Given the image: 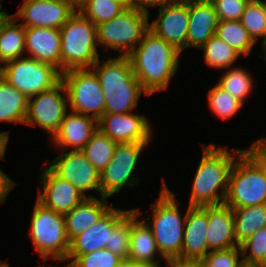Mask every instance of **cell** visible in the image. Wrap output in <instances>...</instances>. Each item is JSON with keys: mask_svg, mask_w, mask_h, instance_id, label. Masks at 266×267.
I'll return each instance as SVG.
<instances>
[{"mask_svg": "<svg viewBox=\"0 0 266 267\" xmlns=\"http://www.w3.org/2000/svg\"><path fill=\"white\" fill-rule=\"evenodd\" d=\"M39 62L48 63L61 72L60 30L48 27H25V52Z\"/></svg>", "mask_w": 266, "mask_h": 267, "instance_id": "cell-19", "label": "cell"}, {"mask_svg": "<svg viewBox=\"0 0 266 267\" xmlns=\"http://www.w3.org/2000/svg\"><path fill=\"white\" fill-rule=\"evenodd\" d=\"M39 267H42V266H39ZM63 267H72L70 264H67L66 266H63Z\"/></svg>", "mask_w": 266, "mask_h": 267, "instance_id": "cell-53", "label": "cell"}, {"mask_svg": "<svg viewBox=\"0 0 266 267\" xmlns=\"http://www.w3.org/2000/svg\"><path fill=\"white\" fill-rule=\"evenodd\" d=\"M158 14V19L149 25V30L181 52L186 48L189 0H174L167 3L159 7Z\"/></svg>", "mask_w": 266, "mask_h": 267, "instance_id": "cell-14", "label": "cell"}, {"mask_svg": "<svg viewBox=\"0 0 266 267\" xmlns=\"http://www.w3.org/2000/svg\"><path fill=\"white\" fill-rule=\"evenodd\" d=\"M149 13L126 8L117 17L96 25L97 43L127 56L149 30Z\"/></svg>", "mask_w": 266, "mask_h": 267, "instance_id": "cell-8", "label": "cell"}, {"mask_svg": "<svg viewBox=\"0 0 266 267\" xmlns=\"http://www.w3.org/2000/svg\"><path fill=\"white\" fill-rule=\"evenodd\" d=\"M174 0H132V7L137 8L138 10L149 13L146 7L159 6L162 7L167 3H170Z\"/></svg>", "mask_w": 266, "mask_h": 267, "instance_id": "cell-44", "label": "cell"}, {"mask_svg": "<svg viewBox=\"0 0 266 267\" xmlns=\"http://www.w3.org/2000/svg\"><path fill=\"white\" fill-rule=\"evenodd\" d=\"M7 13L0 19V63L18 59L25 52V26Z\"/></svg>", "mask_w": 266, "mask_h": 267, "instance_id": "cell-25", "label": "cell"}, {"mask_svg": "<svg viewBox=\"0 0 266 267\" xmlns=\"http://www.w3.org/2000/svg\"><path fill=\"white\" fill-rule=\"evenodd\" d=\"M244 151L255 161L266 175V137L264 139H258L250 146V149Z\"/></svg>", "mask_w": 266, "mask_h": 267, "instance_id": "cell-42", "label": "cell"}, {"mask_svg": "<svg viewBox=\"0 0 266 267\" xmlns=\"http://www.w3.org/2000/svg\"><path fill=\"white\" fill-rule=\"evenodd\" d=\"M141 215L139 209L131 211V233H130V254L128 259L136 264H160L155 259L159 252L151 227L145 221L136 220Z\"/></svg>", "mask_w": 266, "mask_h": 267, "instance_id": "cell-23", "label": "cell"}, {"mask_svg": "<svg viewBox=\"0 0 266 267\" xmlns=\"http://www.w3.org/2000/svg\"><path fill=\"white\" fill-rule=\"evenodd\" d=\"M160 264H136L129 259H122L117 267H160Z\"/></svg>", "mask_w": 266, "mask_h": 267, "instance_id": "cell-46", "label": "cell"}, {"mask_svg": "<svg viewBox=\"0 0 266 267\" xmlns=\"http://www.w3.org/2000/svg\"><path fill=\"white\" fill-rule=\"evenodd\" d=\"M0 75L28 98L52 89L61 81V72L51 64L31 57L4 63Z\"/></svg>", "mask_w": 266, "mask_h": 267, "instance_id": "cell-9", "label": "cell"}, {"mask_svg": "<svg viewBox=\"0 0 266 267\" xmlns=\"http://www.w3.org/2000/svg\"><path fill=\"white\" fill-rule=\"evenodd\" d=\"M207 65L217 69L230 68L240 54L217 35H213L201 48Z\"/></svg>", "mask_w": 266, "mask_h": 267, "instance_id": "cell-30", "label": "cell"}, {"mask_svg": "<svg viewBox=\"0 0 266 267\" xmlns=\"http://www.w3.org/2000/svg\"><path fill=\"white\" fill-rule=\"evenodd\" d=\"M59 30L61 73L91 68L99 59L96 26L76 10Z\"/></svg>", "mask_w": 266, "mask_h": 267, "instance_id": "cell-5", "label": "cell"}, {"mask_svg": "<svg viewBox=\"0 0 266 267\" xmlns=\"http://www.w3.org/2000/svg\"><path fill=\"white\" fill-rule=\"evenodd\" d=\"M28 97L0 75V121L25 123Z\"/></svg>", "mask_w": 266, "mask_h": 267, "instance_id": "cell-26", "label": "cell"}, {"mask_svg": "<svg viewBox=\"0 0 266 267\" xmlns=\"http://www.w3.org/2000/svg\"><path fill=\"white\" fill-rule=\"evenodd\" d=\"M29 232V238L44 263L47 258L59 262L67 259L70 241L66 233L64 215L56 213L36 201Z\"/></svg>", "mask_w": 266, "mask_h": 267, "instance_id": "cell-7", "label": "cell"}, {"mask_svg": "<svg viewBox=\"0 0 266 267\" xmlns=\"http://www.w3.org/2000/svg\"><path fill=\"white\" fill-rule=\"evenodd\" d=\"M113 206L93 226L78 234L70 241L67 260L71 264L78 256L104 249L110 239L111 231L131 212ZM73 259V260H72Z\"/></svg>", "mask_w": 266, "mask_h": 267, "instance_id": "cell-15", "label": "cell"}, {"mask_svg": "<svg viewBox=\"0 0 266 267\" xmlns=\"http://www.w3.org/2000/svg\"><path fill=\"white\" fill-rule=\"evenodd\" d=\"M98 129V120L71 111L65 114L58 131L51 138L54 146L82 150Z\"/></svg>", "mask_w": 266, "mask_h": 267, "instance_id": "cell-20", "label": "cell"}, {"mask_svg": "<svg viewBox=\"0 0 266 267\" xmlns=\"http://www.w3.org/2000/svg\"><path fill=\"white\" fill-rule=\"evenodd\" d=\"M0 267H10L8 262H1L0 261Z\"/></svg>", "mask_w": 266, "mask_h": 267, "instance_id": "cell-51", "label": "cell"}, {"mask_svg": "<svg viewBox=\"0 0 266 267\" xmlns=\"http://www.w3.org/2000/svg\"><path fill=\"white\" fill-rule=\"evenodd\" d=\"M206 240L208 250L239 247L235 239L233 210L223 204L207 206Z\"/></svg>", "mask_w": 266, "mask_h": 267, "instance_id": "cell-21", "label": "cell"}, {"mask_svg": "<svg viewBox=\"0 0 266 267\" xmlns=\"http://www.w3.org/2000/svg\"><path fill=\"white\" fill-rule=\"evenodd\" d=\"M149 142L117 143L111 162L106 167L136 168L140 153Z\"/></svg>", "mask_w": 266, "mask_h": 267, "instance_id": "cell-37", "label": "cell"}, {"mask_svg": "<svg viewBox=\"0 0 266 267\" xmlns=\"http://www.w3.org/2000/svg\"><path fill=\"white\" fill-rule=\"evenodd\" d=\"M125 9L126 7L117 0H87L78 11L96 26L112 20Z\"/></svg>", "mask_w": 266, "mask_h": 267, "instance_id": "cell-31", "label": "cell"}, {"mask_svg": "<svg viewBox=\"0 0 266 267\" xmlns=\"http://www.w3.org/2000/svg\"><path fill=\"white\" fill-rule=\"evenodd\" d=\"M76 10L65 0H25L13 16L25 27L60 29Z\"/></svg>", "mask_w": 266, "mask_h": 267, "instance_id": "cell-13", "label": "cell"}, {"mask_svg": "<svg viewBox=\"0 0 266 267\" xmlns=\"http://www.w3.org/2000/svg\"><path fill=\"white\" fill-rule=\"evenodd\" d=\"M2 7L0 6V19L4 16V14L6 13L5 11H1Z\"/></svg>", "mask_w": 266, "mask_h": 267, "instance_id": "cell-52", "label": "cell"}, {"mask_svg": "<svg viewBox=\"0 0 266 267\" xmlns=\"http://www.w3.org/2000/svg\"><path fill=\"white\" fill-rule=\"evenodd\" d=\"M67 90L62 81L52 89L41 92L28 98V107L25 123L31 126L37 124L48 131L50 138L58 131L60 124L67 113V104L65 98Z\"/></svg>", "mask_w": 266, "mask_h": 267, "instance_id": "cell-11", "label": "cell"}, {"mask_svg": "<svg viewBox=\"0 0 266 267\" xmlns=\"http://www.w3.org/2000/svg\"><path fill=\"white\" fill-rule=\"evenodd\" d=\"M215 35L229 44L240 55H249L255 44L240 20L219 21Z\"/></svg>", "mask_w": 266, "mask_h": 267, "instance_id": "cell-29", "label": "cell"}, {"mask_svg": "<svg viewBox=\"0 0 266 267\" xmlns=\"http://www.w3.org/2000/svg\"><path fill=\"white\" fill-rule=\"evenodd\" d=\"M14 187V180L10 179L1 169H0V203L6 201V197L10 190Z\"/></svg>", "mask_w": 266, "mask_h": 267, "instance_id": "cell-43", "label": "cell"}, {"mask_svg": "<svg viewBox=\"0 0 266 267\" xmlns=\"http://www.w3.org/2000/svg\"><path fill=\"white\" fill-rule=\"evenodd\" d=\"M218 85L244 104V99L253 87V80L247 70L232 68L222 75Z\"/></svg>", "mask_w": 266, "mask_h": 267, "instance_id": "cell-34", "label": "cell"}, {"mask_svg": "<svg viewBox=\"0 0 266 267\" xmlns=\"http://www.w3.org/2000/svg\"><path fill=\"white\" fill-rule=\"evenodd\" d=\"M218 17L209 0H189L186 48H201L216 32Z\"/></svg>", "mask_w": 266, "mask_h": 267, "instance_id": "cell-22", "label": "cell"}, {"mask_svg": "<svg viewBox=\"0 0 266 267\" xmlns=\"http://www.w3.org/2000/svg\"><path fill=\"white\" fill-rule=\"evenodd\" d=\"M131 212L111 231L106 248L122 259L130 254Z\"/></svg>", "mask_w": 266, "mask_h": 267, "instance_id": "cell-38", "label": "cell"}, {"mask_svg": "<svg viewBox=\"0 0 266 267\" xmlns=\"http://www.w3.org/2000/svg\"><path fill=\"white\" fill-rule=\"evenodd\" d=\"M224 204L232 209L266 204V175L244 150L231 167Z\"/></svg>", "mask_w": 266, "mask_h": 267, "instance_id": "cell-6", "label": "cell"}, {"mask_svg": "<svg viewBox=\"0 0 266 267\" xmlns=\"http://www.w3.org/2000/svg\"><path fill=\"white\" fill-rule=\"evenodd\" d=\"M98 129L117 143L150 142L151 127L144 115L105 113Z\"/></svg>", "mask_w": 266, "mask_h": 267, "instance_id": "cell-17", "label": "cell"}, {"mask_svg": "<svg viewBox=\"0 0 266 267\" xmlns=\"http://www.w3.org/2000/svg\"><path fill=\"white\" fill-rule=\"evenodd\" d=\"M241 255L245 267L266 266V227L257 230L240 244ZM249 254L247 255V251Z\"/></svg>", "mask_w": 266, "mask_h": 267, "instance_id": "cell-35", "label": "cell"}, {"mask_svg": "<svg viewBox=\"0 0 266 267\" xmlns=\"http://www.w3.org/2000/svg\"><path fill=\"white\" fill-rule=\"evenodd\" d=\"M233 210L235 239L240 245L257 230L266 227V204Z\"/></svg>", "mask_w": 266, "mask_h": 267, "instance_id": "cell-27", "label": "cell"}, {"mask_svg": "<svg viewBox=\"0 0 266 267\" xmlns=\"http://www.w3.org/2000/svg\"><path fill=\"white\" fill-rule=\"evenodd\" d=\"M102 62L98 59L91 70L95 72L103 91L105 113H130L137 107L142 91L148 94L134 75L129 58L118 55Z\"/></svg>", "mask_w": 266, "mask_h": 267, "instance_id": "cell-2", "label": "cell"}, {"mask_svg": "<svg viewBox=\"0 0 266 267\" xmlns=\"http://www.w3.org/2000/svg\"><path fill=\"white\" fill-rule=\"evenodd\" d=\"M122 258L107 248L78 256L70 265L72 267H117Z\"/></svg>", "mask_w": 266, "mask_h": 267, "instance_id": "cell-40", "label": "cell"}, {"mask_svg": "<svg viewBox=\"0 0 266 267\" xmlns=\"http://www.w3.org/2000/svg\"><path fill=\"white\" fill-rule=\"evenodd\" d=\"M164 180L158 200L152 205L153 220L150 227L159 255L168 262L181 260L186 213L181 217L175 194L168 189Z\"/></svg>", "mask_w": 266, "mask_h": 267, "instance_id": "cell-4", "label": "cell"}, {"mask_svg": "<svg viewBox=\"0 0 266 267\" xmlns=\"http://www.w3.org/2000/svg\"><path fill=\"white\" fill-rule=\"evenodd\" d=\"M219 21L240 20L249 0H209Z\"/></svg>", "mask_w": 266, "mask_h": 267, "instance_id": "cell-41", "label": "cell"}, {"mask_svg": "<svg viewBox=\"0 0 266 267\" xmlns=\"http://www.w3.org/2000/svg\"><path fill=\"white\" fill-rule=\"evenodd\" d=\"M71 3L75 8L82 6L87 0H65Z\"/></svg>", "mask_w": 266, "mask_h": 267, "instance_id": "cell-48", "label": "cell"}, {"mask_svg": "<svg viewBox=\"0 0 266 267\" xmlns=\"http://www.w3.org/2000/svg\"><path fill=\"white\" fill-rule=\"evenodd\" d=\"M71 111L99 120L105 114V98L91 68L72 69L61 73ZM91 113V114H89Z\"/></svg>", "mask_w": 266, "mask_h": 267, "instance_id": "cell-10", "label": "cell"}, {"mask_svg": "<svg viewBox=\"0 0 266 267\" xmlns=\"http://www.w3.org/2000/svg\"><path fill=\"white\" fill-rule=\"evenodd\" d=\"M207 225V206H188L181 260L200 261L210 252L206 240Z\"/></svg>", "mask_w": 266, "mask_h": 267, "instance_id": "cell-18", "label": "cell"}, {"mask_svg": "<svg viewBox=\"0 0 266 267\" xmlns=\"http://www.w3.org/2000/svg\"><path fill=\"white\" fill-rule=\"evenodd\" d=\"M240 22L255 43L258 37L264 39L266 37V1L249 0Z\"/></svg>", "mask_w": 266, "mask_h": 267, "instance_id": "cell-32", "label": "cell"}, {"mask_svg": "<svg viewBox=\"0 0 266 267\" xmlns=\"http://www.w3.org/2000/svg\"><path fill=\"white\" fill-rule=\"evenodd\" d=\"M203 155L193 179L189 206H213L223 204L228 189V179L231 167L236 157L243 151L233 149V154L226 146L217 148L215 144L205 146ZM221 188V189H220ZM220 189V193L217 190Z\"/></svg>", "mask_w": 266, "mask_h": 267, "instance_id": "cell-3", "label": "cell"}, {"mask_svg": "<svg viewBox=\"0 0 266 267\" xmlns=\"http://www.w3.org/2000/svg\"><path fill=\"white\" fill-rule=\"evenodd\" d=\"M9 140V134L7 131L0 132V159L5 158V151Z\"/></svg>", "mask_w": 266, "mask_h": 267, "instance_id": "cell-47", "label": "cell"}, {"mask_svg": "<svg viewBox=\"0 0 266 267\" xmlns=\"http://www.w3.org/2000/svg\"><path fill=\"white\" fill-rule=\"evenodd\" d=\"M180 51L148 30L127 55L133 73L148 95L167 89L179 64Z\"/></svg>", "mask_w": 266, "mask_h": 267, "instance_id": "cell-1", "label": "cell"}, {"mask_svg": "<svg viewBox=\"0 0 266 267\" xmlns=\"http://www.w3.org/2000/svg\"><path fill=\"white\" fill-rule=\"evenodd\" d=\"M44 169L46 170L40 175L43 186L39 189L37 197V201L44 207L64 215L87 198L73 184L57 176L49 167Z\"/></svg>", "mask_w": 266, "mask_h": 267, "instance_id": "cell-16", "label": "cell"}, {"mask_svg": "<svg viewBox=\"0 0 266 267\" xmlns=\"http://www.w3.org/2000/svg\"><path fill=\"white\" fill-rule=\"evenodd\" d=\"M122 3L126 8L132 7V0H117Z\"/></svg>", "mask_w": 266, "mask_h": 267, "instance_id": "cell-49", "label": "cell"}, {"mask_svg": "<svg viewBox=\"0 0 266 267\" xmlns=\"http://www.w3.org/2000/svg\"><path fill=\"white\" fill-rule=\"evenodd\" d=\"M241 249L239 247L211 250L199 262L203 267H245L243 260H239Z\"/></svg>", "mask_w": 266, "mask_h": 267, "instance_id": "cell-39", "label": "cell"}, {"mask_svg": "<svg viewBox=\"0 0 266 267\" xmlns=\"http://www.w3.org/2000/svg\"><path fill=\"white\" fill-rule=\"evenodd\" d=\"M170 267H203L199 261L171 260L167 262Z\"/></svg>", "mask_w": 266, "mask_h": 267, "instance_id": "cell-45", "label": "cell"}, {"mask_svg": "<svg viewBox=\"0 0 266 267\" xmlns=\"http://www.w3.org/2000/svg\"><path fill=\"white\" fill-rule=\"evenodd\" d=\"M101 198L102 200H98L95 197H87L70 212L64 214L69 241L96 224L112 207L104 204L107 199L106 197Z\"/></svg>", "mask_w": 266, "mask_h": 267, "instance_id": "cell-24", "label": "cell"}, {"mask_svg": "<svg viewBox=\"0 0 266 267\" xmlns=\"http://www.w3.org/2000/svg\"><path fill=\"white\" fill-rule=\"evenodd\" d=\"M208 101L211 110L223 120L234 116L244 105L218 84L209 90Z\"/></svg>", "mask_w": 266, "mask_h": 267, "instance_id": "cell-36", "label": "cell"}, {"mask_svg": "<svg viewBox=\"0 0 266 267\" xmlns=\"http://www.w3.org/2000/svg\"><path fill=\"white\" fill-rule=\"evenodd\" d=\"M262 46H263V50L265 51V54H264V57L263 56H259V57L263 58L266 61V37L262 41Z\"/></svg>", "mask_w": 266, "mask_h": 267, "instance_id": "cell-50", "label": "cell"}, {"mask_svg": "<svg viewBox=\"0 0 266 267\" xmlns=\"http://www.w3.org/2000/svg\"><path fill=\"white\" fill-rule=\"evenodd\" d=\"M117 142L99 129L82 148L88 161L101 173L111 162Z\"/></svg>", "mask_w": 266, "mask_h": 267, "instance_id": "cell-28", "label": "cell"}, {"mask_svg": "<svg viewBox=\"0 0 266 267\" xmlns=\"http://www.w3.org/2000/svg\"><path fill=\"white\" fill-rule=\"evenodd\" d=\"M135 168L106 167L100 173L101 197L109 198L114 193L120 192L127 184L129 186L136 185V178L131 176Z\"/></svg>", "mask_w": 266, "mask_h": 267, "instance_id": "cell-33", "label": "cell"}, {"mask_svg": "<svg viewBox=\"0 0 266 267\" xmlns=\"http://www.w3.org/2000/svg\"><path fill=\"white\" fill-rule=\"evenodd\" d=\"M57 176L69 181L84 196L95 189L101 195L100 173L88 161L81 150H71L57 156L48 166Z\"/></svg>", "mask_w": 266, "mask_h": 267, "instance_id": "cell-12", "label": "cell"}]
</instances>
